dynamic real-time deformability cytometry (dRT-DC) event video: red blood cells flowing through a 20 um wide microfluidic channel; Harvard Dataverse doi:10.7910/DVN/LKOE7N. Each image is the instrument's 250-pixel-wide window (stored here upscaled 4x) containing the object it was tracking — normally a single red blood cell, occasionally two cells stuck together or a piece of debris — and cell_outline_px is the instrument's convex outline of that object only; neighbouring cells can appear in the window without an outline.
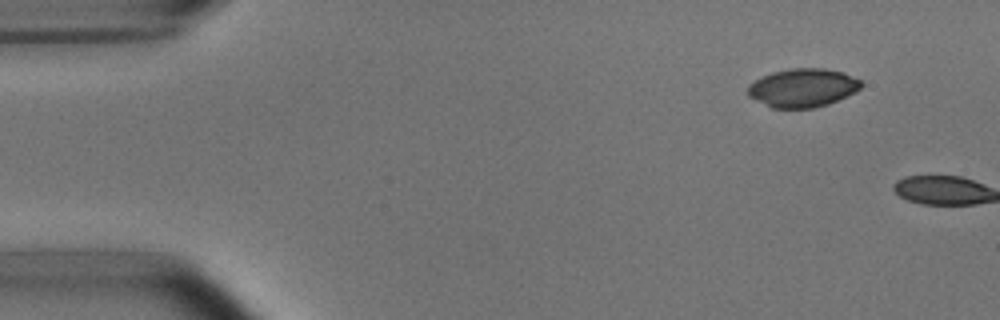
{"species": "common noctule bat (a hibernating species)", "species_latin": "Nyctalus noctula", "temperature_condition": "room temperature", "stored_images_in_passage": 6, "camera_frame_rate_fps": 3000, "um_per_image_px": 0.085, "animal": {"sex": "male", "body_mass_g": 15.6}, "frame": {"image": 1, "passage_image": 6, "time_ms": 6.0, "image_size_px": [1000, 320], "cell_outline_px": [[864, 84], [856, 92], [828, 104], [812, 108], [772, 108], [748, 96], [748, 84], [772, 72], [792, 68], [824, 68], [844, 72], [860, 80]], "centroid_in_image_um": [68.25, 7.46], "position_along_channel_um": 16.7, "area_um2": 25.43}}